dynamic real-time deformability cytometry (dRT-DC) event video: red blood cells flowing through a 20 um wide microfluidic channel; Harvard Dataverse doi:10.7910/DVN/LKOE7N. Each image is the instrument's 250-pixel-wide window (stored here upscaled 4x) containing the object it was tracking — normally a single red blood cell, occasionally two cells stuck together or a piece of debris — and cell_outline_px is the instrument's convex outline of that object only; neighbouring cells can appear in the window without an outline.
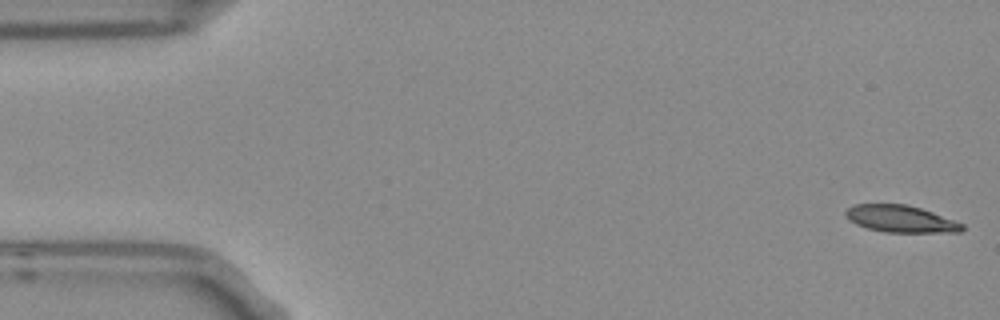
{"species": "Egyptian fruit bat (a non-hibernating species)", "species_latin": "Rousettus aegyptiacus", "temperature_condition": "room temperature", "stored_images_in_passage": 2, "segment_of_instrument_passage": [2, 2], "camera_frame_rate_fps": 3000, "um_per_image_px": 0.085, "frame": {"image": 1, "passage_image": 2, "time_ms": 0.333, "image_size_px": [1000, 320], "cell_outline_px": [[964, 228], [960, 232], [884, 232], [868, 228], [856, 224], [848, 220], [844, 216], [844, 212], [852, 204], [908, 204], [956, 220], [964, 224]], "centroid_in_image_um": [76.54, 18.6], "position_along_channel_um": 8.5, "area_um2": 18.44}}